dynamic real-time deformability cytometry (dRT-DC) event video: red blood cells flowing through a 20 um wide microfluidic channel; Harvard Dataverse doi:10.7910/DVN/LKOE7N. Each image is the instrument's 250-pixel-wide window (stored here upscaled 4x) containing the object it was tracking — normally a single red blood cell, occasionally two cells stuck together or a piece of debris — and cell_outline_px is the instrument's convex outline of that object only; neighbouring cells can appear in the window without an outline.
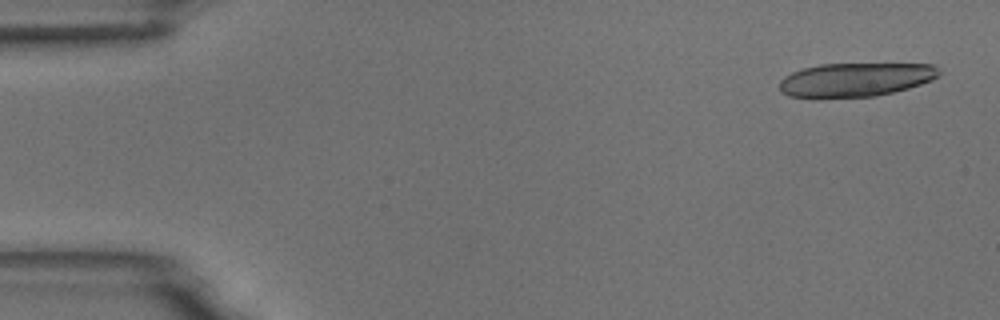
{"species": "common noctule bat (a hibernating species)", "species_latin": "Nyctalus noctula", "temperature_condition": "room temperature", "stored_images_in_passage": 19, "camera_frame_rate_fps": 3000, "um_per_image_px": 0.085, "animal": {"sex": "male", "body_mass_g": 18.8}, "frame": {"image": 1, "passage_image": 2, "time_ms": 0.333, "image_size_px": [1000, 320], "cell_outline_px": [[940, 76], [932, 80], [908, 88], [876, 96], [788, 96], [780, 92], [780, 80], [784, 76], [792, 72], [804, 68], [820, 64], [932, 64], [940, 72]], "centroid_in_image_um": [72.73, 6.75], "position_along_channel_um": 12.3, "area_um2": 30.87}}